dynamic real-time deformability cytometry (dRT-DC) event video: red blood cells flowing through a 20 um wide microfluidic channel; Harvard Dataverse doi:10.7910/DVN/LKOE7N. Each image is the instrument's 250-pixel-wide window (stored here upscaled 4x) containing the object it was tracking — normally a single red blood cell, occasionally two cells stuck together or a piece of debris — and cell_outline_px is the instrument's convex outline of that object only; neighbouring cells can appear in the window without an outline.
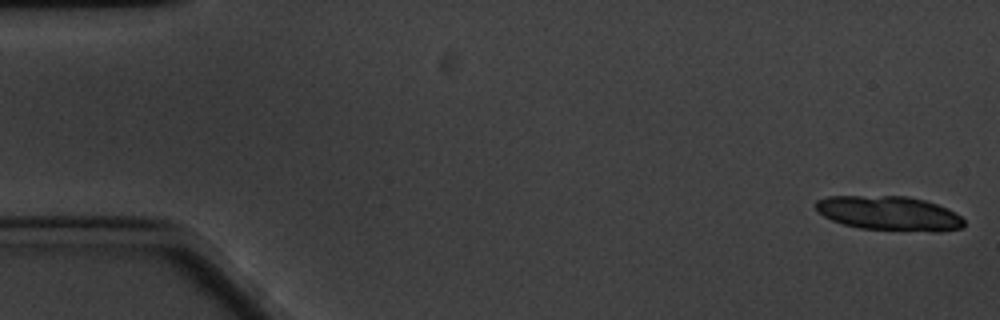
{"species": "common noctule bat (a hibernating species)", "species_latin": "Nyctalus noctula", "temperature_condition": "cold", "stored_images_in_passage": 28, "camera_frame_rate_fps": 3000, "um_per_image_px": 0.085, "animal": {"sex": "male", "body_mass_g": 20.1, "forearm_length_mm": 53.5}, "frame": {"image": 1, "passage_image": 1, "time_ms": 0.0, "image_size_px": [1000, 320], "cell_outline_px": [[964, 228], [940, 232], [932, 232], [860, 228], [844, 224], [832, 220], [824, 216], [816, 208], [816, 200], [828, 196], [908, 196], [924, 200], [948, 208], [956, 212], [964, 220]], "centroid_in_image_um": [75.63, 18.14], "position_along_channel_um": 9.4, "area_um2": 29.82}}